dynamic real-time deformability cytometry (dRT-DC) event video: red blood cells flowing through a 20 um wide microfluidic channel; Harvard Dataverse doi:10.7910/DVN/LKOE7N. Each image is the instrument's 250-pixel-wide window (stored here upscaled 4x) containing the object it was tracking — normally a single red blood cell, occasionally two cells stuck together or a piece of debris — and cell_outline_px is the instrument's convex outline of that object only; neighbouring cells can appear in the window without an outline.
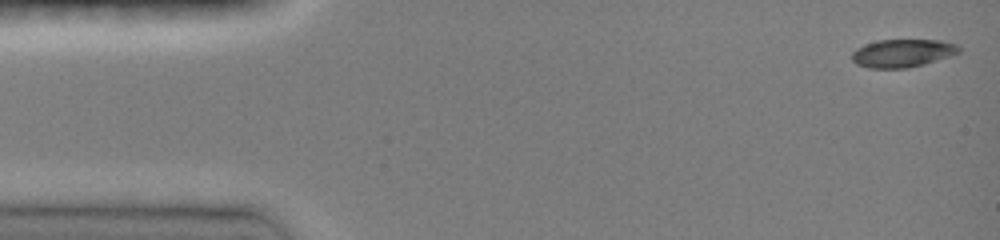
{"species": "common noctule bat (a hibernating species)", "species_latin": "Nyctalus noctula", "temperature_condition": "room temperature", "stored_images_in_passage": 17, "camera_frame_rate_fps": 3000, "um_per_image_px": 0.085, "animal": {"sex": "female", "body_mass_g": 19.0, "forearm_length_mm": 51.5}, "frame": {"image": 1, "passage_image": 1, "time_ms": 0.0, "image_size_px": [1000, 240], "cell_outline_px": [[960, 52], [924, 64], [908, 68], [868, 68], [856, 64], [852, 60], [852, 52], [856, 48], [864, 44], [876, 40], [940, 40], [956, 44], [960, 48]], "centroid_in_image_um": [76.67, 4.51], "position_along_channel_um": 8.3, "area_um2": 17.46}}
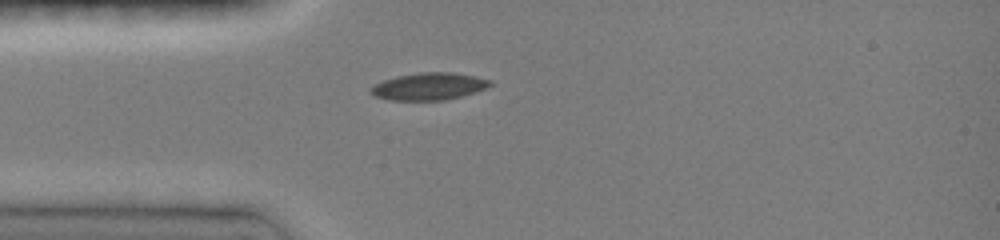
{"frame": {"image": 2, "passage_image": 12, "time_ms": 3.667, "image_size_px": [1000, 240], "cell_outline_px": [[492, 84], [484, 88], [460, 96], [444, 100], [388, 100], [376, 96], [368, 92], [368, 88], [384, 80], [396, 76], [420, 72], [452, 72], [476, 76], [492, 80]], "centroid_in_image_um": [36.42, 7.33], "position_along_channel_um": 48.6, "area_um2": 18.84}}